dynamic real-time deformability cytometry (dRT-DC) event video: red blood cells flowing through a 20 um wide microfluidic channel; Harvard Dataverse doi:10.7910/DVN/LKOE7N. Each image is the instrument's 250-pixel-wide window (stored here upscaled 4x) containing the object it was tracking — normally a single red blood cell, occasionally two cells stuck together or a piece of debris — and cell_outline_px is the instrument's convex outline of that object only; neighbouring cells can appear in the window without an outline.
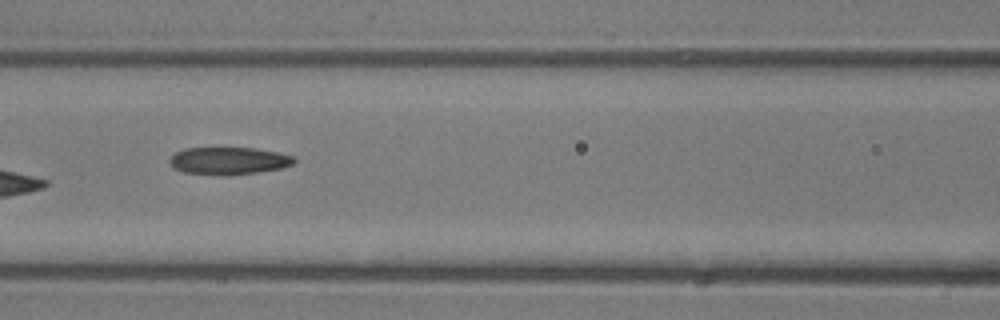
{"species": "common noctule bat (a hibernating species)", "species_latin": "Nyctalus noctula", "temperature_condition": "room temperature", "stored_images_in_passage": 7, "camera_frame_rate_fps": 3000, "um_per_image_px": 0.085, "animal": {"sex": "male", "body_mass_g": 13.3}, "frame": {"image": 1, "passage_image": 6, "time_ms": 6.0, "image_size_px": [1000, 320], "cell_outline_px": [[296, 160], [292, 164], [280, 168], [256, 172], [228, 176], [216, 176], [184, 172], [172, 168], [168, 160], [176, 152], [184, 148], [256, 148], [276, 152], [292, 156]], "centroid_in_image_um": [19.38, 13.68], "position_along_channel_um": 147.2, "area_um2": 20.0}}
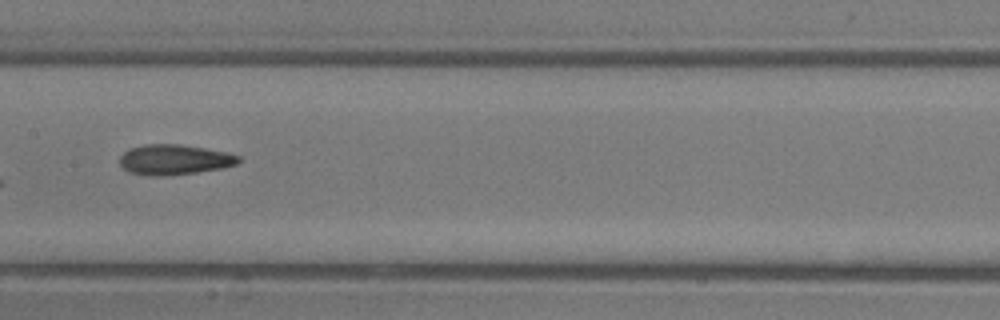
{"frame": {"image": 2, "passage_image": 7, "time_ms": 7.0, "image_size_px": [1000, 320], "cell_outline_px": [[240, 160], [236, 164], [224, 168], [196, 172], [164, 176], [152, 176], [128, 172], [120, 164], [120, 156], [128, 148], [144, 144], [180, 144], [228, 152], [240, 156]], "centroid_in_image_um": [14.81, 13.56], "position_along_channel_um": 192.6, "area_um2": 21.04}}